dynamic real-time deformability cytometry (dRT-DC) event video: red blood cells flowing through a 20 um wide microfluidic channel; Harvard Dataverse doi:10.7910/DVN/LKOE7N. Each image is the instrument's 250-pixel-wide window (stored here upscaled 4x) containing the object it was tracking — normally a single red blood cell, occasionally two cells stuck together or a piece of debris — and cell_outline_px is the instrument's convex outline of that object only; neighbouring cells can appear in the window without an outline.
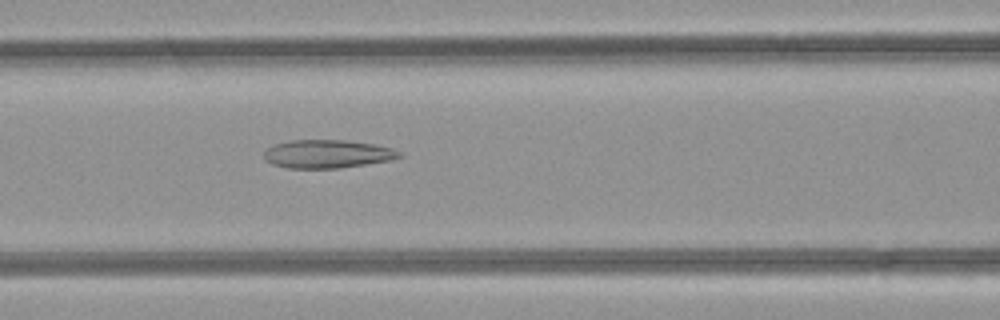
{"species": "common noctule bat (a hibernating species)", "species_latin": "Nyctalus noctula", "temperature_condition": "room temperature", "stored_images_in_passage": 49, "camera_frame_rate_fps": 3000, "um_per_image_px": 0.085, "animal": {"sex": "female", "body_mass_g": 21.9}, "frame": {"image": 1, "passage_image": 21, "time_ms": 6.667, "image_size_px": [1000, 320], "cell_outline_px": [[404, 156], [392, 160], [340, 168], [288, 168], [272, 164], [264, 160], [264, 152], [268, 148], [276, 144], [292, 140], [344, 140], [372, 144], [392, 148], [400, 152]], "centroid_in_image_um": [27.84, 13.09], "position_along_channel_um": 138.8, "area_um2": 22.25}}
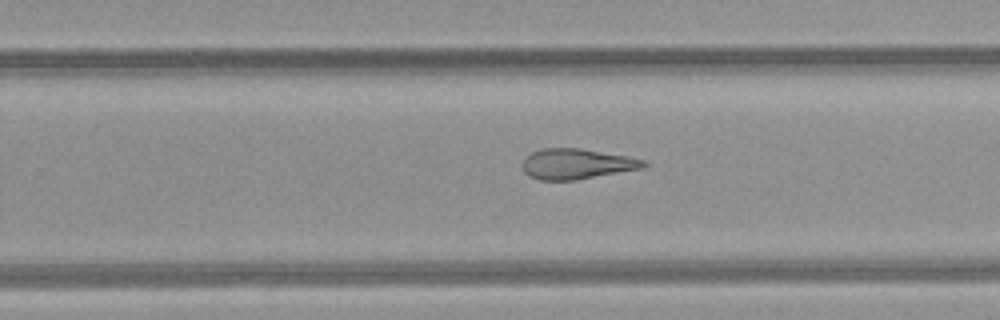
{"frame": {"image": 2, "passage_image": 31, "time_ms": 10.0, "image_size_px": [1000, 320], "cell_outline_px": [[648, 164], [644, 168], [576, 180], [540, 180], [528, 176], [524, 172], [524, 160], [532, 152], [544, 148], [580, 148], [628, 156], [644, 160]], "centroid_in_image_um": [49.05, 13.94], "position_along_channel_um": 280.8, "area_um2": 21.39}}
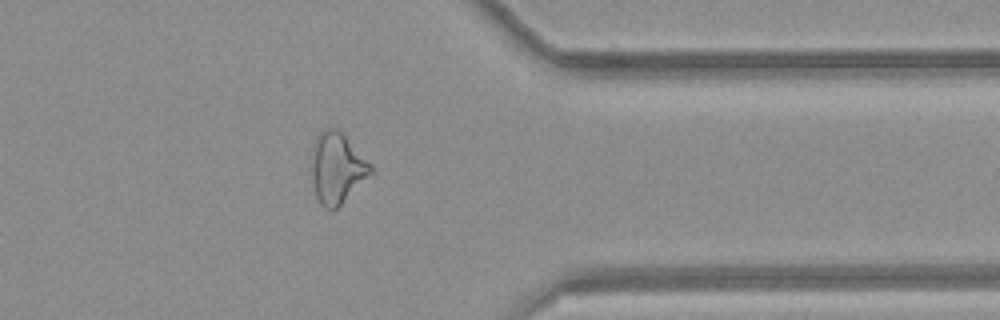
{"frame": {"image": 3, "passage_image": 39, "time_ms": 12.667, "image_size_px": [1000, 320], "cell_outline_px": [[376, 172], [332, 212], [324, 208], [320, 204], [316, 196], [312, 180], [312, 144], [316, 136], [324, 128], [336, 128], [372, 164]], "centroid_in_image_um": [28.66, 14.31], "position_along_channel_um": 382.7, "area_um2": 24.74}, "authors_computed_cell_mechanics": {"area_um2": 26.299, "velocity_mm_per_s": 4.2614, "shape_relaxation_time_tau1_ms": null, "shape_relaxation_time_tau2_ms": 4.367, "deformation_change_tau1": null, "deformation_change_tau2": 0.1575}}